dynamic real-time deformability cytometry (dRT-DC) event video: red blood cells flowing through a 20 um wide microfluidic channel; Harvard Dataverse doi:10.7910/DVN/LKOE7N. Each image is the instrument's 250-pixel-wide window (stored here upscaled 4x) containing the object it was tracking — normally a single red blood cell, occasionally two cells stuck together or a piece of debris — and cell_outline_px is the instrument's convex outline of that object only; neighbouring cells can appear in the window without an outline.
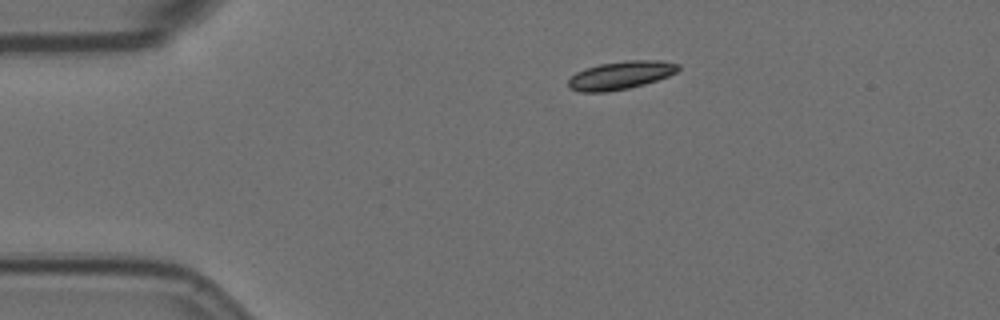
{"species": "Egyptian fruit bat (a non-hibernating species)", "species_latin": "Rousettus aegyptiacus", "temperature_condition": "room temperature", "stored_images_in_passage": 40, "camera_frame_rate_fps": 3000, "um_per_image_px": 0.085, "animal": {"sex": "female"}, "frame": {"image": 1, "passage_image": 1, "time_ms": 0.0, "image_size_px": [1000, 320], "cell_outline_px": [[680, 68], [676, 72], [668, 76], [644, 84], [628, 88], [608, 92], [580, 92], [568, 88], [568, 80], [576, 72], [584, 68], [600, 64], [628, 60], [660, 60], [680, 64]], "centroid_in_image_um": [52.74, 6.4], "position_along_channel_um": 32.3, "area_um2": 18.09}}
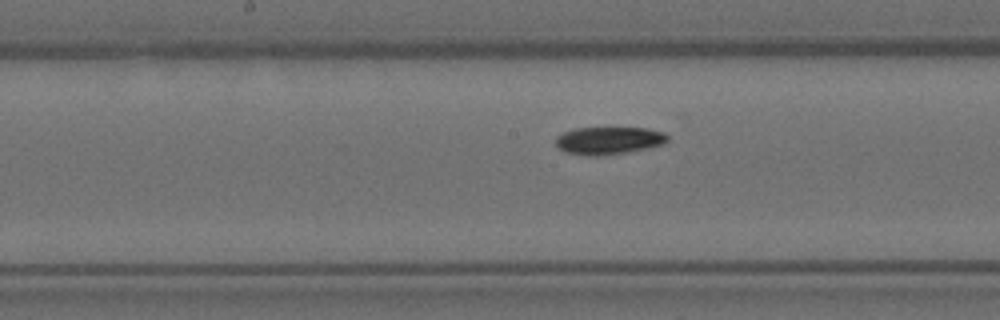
{"frame": {"image": 2, "passage_image": 19, "time_ms": 6.0, "image_size_px": [1000, 320], "cell_outline_px": [[668, 140], [664, 144], [648, 148], [628, 152], [596, 156], [588, 156], [568, 152], [560, 148], [556, 144], [556, 136], [564, 132], [576, 128], [648, 128], [664, 132], [668, 136]], "centroid_in_image_um": [51.78, 11.94], "position_along_channel_um": 196.4, "area_um2": 17.92}}
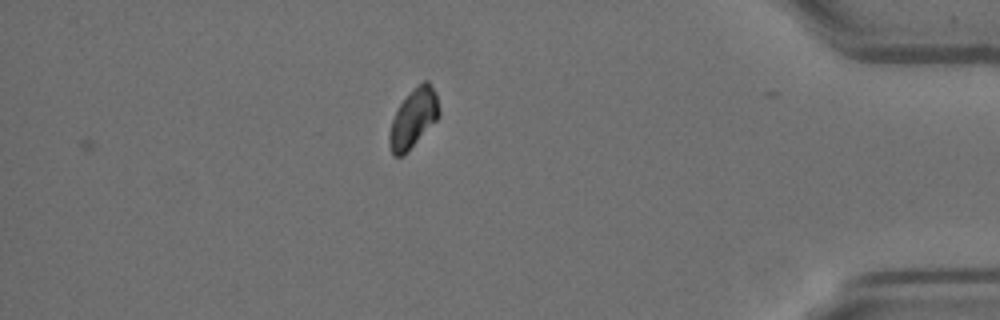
{"frame": {"image": 3, "passage_image": 40, "time_ms": 13.0, "image_size_px": [1000, 320], "cell_outline_px": [[440, 116], [408, 152], [404, 156], [392, 156], [388, 144], [388, 132], [392, 120], [400, 104], [424, 80], [428, 80], [436, 92], [440, 108]], "centroid_in_image_um": [35.14, 10.12], "position_along_channel_um": 400.1, "area_um2": 17.05}, "authors_computed_cell_mechanics": {"area_um2": 18.207, "velocity_mm_per_s": 3.4839, "shape_relaxation_time_tau1_ms": 2.765, "shape_relaxation_time_tau2_ms": null, "deformation_change_tau1": 0.0921, "deformation_change_tau2": null}}